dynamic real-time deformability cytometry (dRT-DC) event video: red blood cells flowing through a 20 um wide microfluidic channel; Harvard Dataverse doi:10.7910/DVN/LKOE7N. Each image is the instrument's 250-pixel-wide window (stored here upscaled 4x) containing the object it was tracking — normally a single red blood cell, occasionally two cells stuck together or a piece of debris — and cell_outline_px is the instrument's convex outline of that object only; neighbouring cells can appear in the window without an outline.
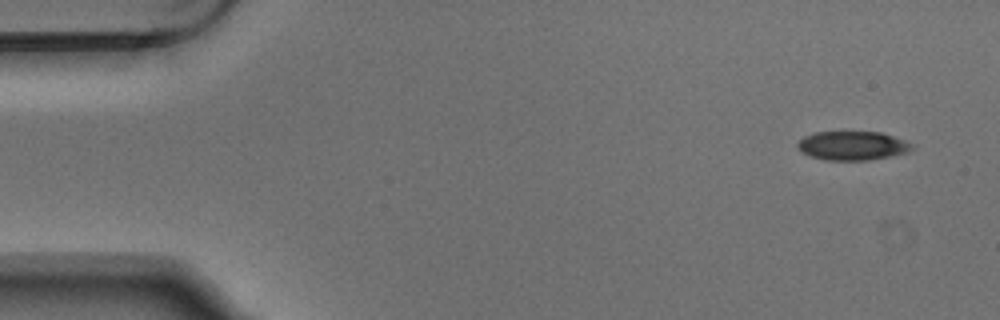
{"species": "Egyptian fruit bat (a non-hibernating species)", "species_latin": "Rousettus aegyptiacus", "temperature_condition": "warm", "stored_images_in_passage": 4, "camera_frame_rate_fps": 3000, "um_per_image_px": 0.085, "animal": {"sex": "male"}, "frame": {"image": 1, "passage_image": 1, "time_ms": 0.0, "image_size_px": [1000, 320], "cell_outline_px": [[912, 148], [908, 152], [892, 156], [868, 160], [824, 160], [800, 152], [796, 144], [804, 136], [812, 132], [880, 132], [904, 140], [912, 144]], "centroid_in_image_um": [72.42, 12.38], "position_along_channel_um": 12.6, "area_um2": 19.25}}
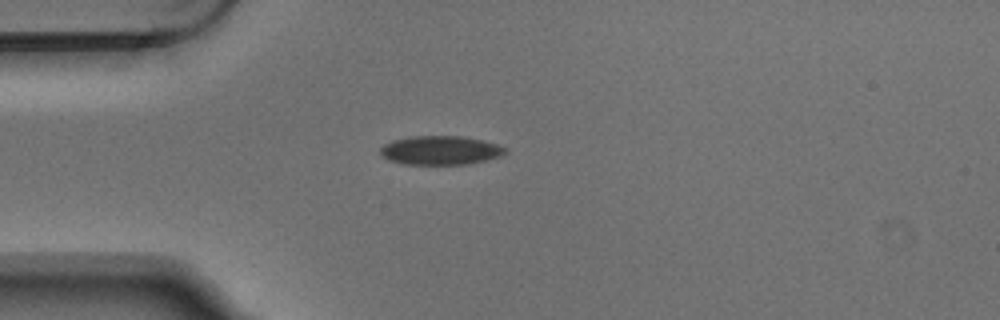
{"frame": {"image": 2, "passage_image": 4, "time_ms": 1.0, "image_size_px": [1000, 320], "cell_outline_px": [[508, 152], [500, 156], [484, 160], [464, 164], [404, 164], [388, 160], [380, 152], [380, 148], [384, 144], [392, 140], [408, 136], [460, 136], [484, 140], [508, 148]], "centroid_in_image_um": [37.43, 12.76], "position_along_channel_um": 47.6, "area_um2": 21.04}}